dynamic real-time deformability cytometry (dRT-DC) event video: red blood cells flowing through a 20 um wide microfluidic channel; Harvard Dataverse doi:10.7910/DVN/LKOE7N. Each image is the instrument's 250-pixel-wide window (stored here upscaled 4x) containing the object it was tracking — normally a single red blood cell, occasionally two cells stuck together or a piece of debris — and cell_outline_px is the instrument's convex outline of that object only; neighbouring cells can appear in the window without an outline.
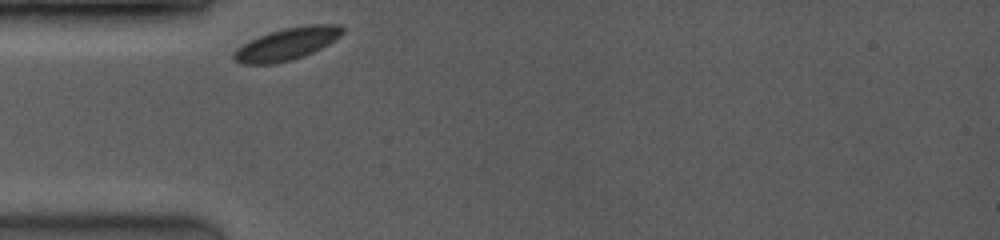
{"species": "common noctule bat (a hibernating species)", "species_latin": "Nyctalus noctula", "temperature_condition": "room temperature", "stored_images_in_passage": 30, "camera_frame_rate_fps": 3500, "um_per_image_px": 0.085, "animal": {"sex": "female", "body_mass_g": 19.0, "forearm_length_mm": 53.3}, "frame": {"image": 1, "passage_image": 1, "time_ms": 0.0, "image_size_px": [1000, 240], "cell_outline_px": [[344, 32], [340, 36], [328, 44], [304, 56], [292, 60], [276, 64], [240, 64], [232, 56], [232, 52], [236, 48], [268, 32], [284, 28], [308, 24], [340, 24], [344, 28]], "centroid_in_image_um": [24.4, 3.73], "position_along_channel_um": 60.6, "area_um2": 20.46}}
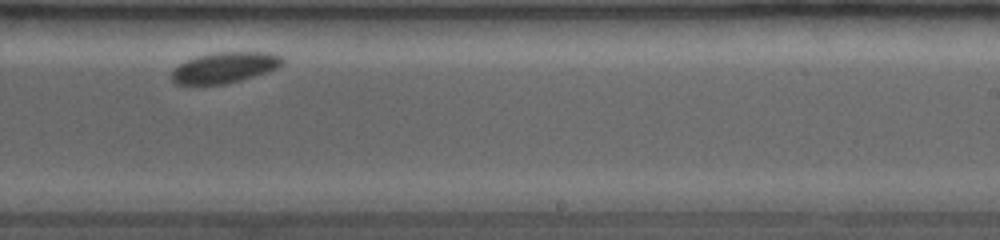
{"frame": {"image": 2, "passage_image": 19, "time_ms": 5.714, "image_size_px": [1000, 240], "cell_outline_px": [[284, 64], [276, 68], [240, 80], [224, 84], [176, 84], [172, 80], [172, 72], [180, 64], [196, 56], [216, 52], [272, 52], [284, 56]], "centroid_in_image_um": [19.14, 5.72], "position_along_channel_um": 269.9, "area_um2": 19.65}}
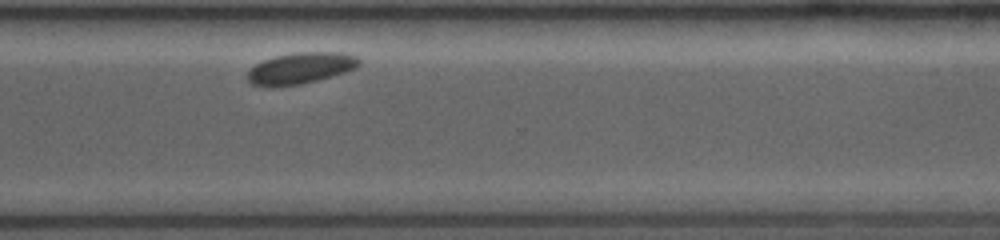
{"frame": {"image": 3, "passage_image": 28, "time_ms": 7.714, "image_size_px": [1000, 240], "cell_outline_px": [[360, 64], [356, 68], [344, 72], [316, 80], [300, 84], [252, 84], [248, 80], [248, 72], [256, 64], [264, 60], [276, 56], [296, 52], [340, 52], [356, 56], [360, 60]], "centroid_in_image_um": [25.62, 5.75], "position_along_channel_um": 345.0, "area_um2": 19.54}}